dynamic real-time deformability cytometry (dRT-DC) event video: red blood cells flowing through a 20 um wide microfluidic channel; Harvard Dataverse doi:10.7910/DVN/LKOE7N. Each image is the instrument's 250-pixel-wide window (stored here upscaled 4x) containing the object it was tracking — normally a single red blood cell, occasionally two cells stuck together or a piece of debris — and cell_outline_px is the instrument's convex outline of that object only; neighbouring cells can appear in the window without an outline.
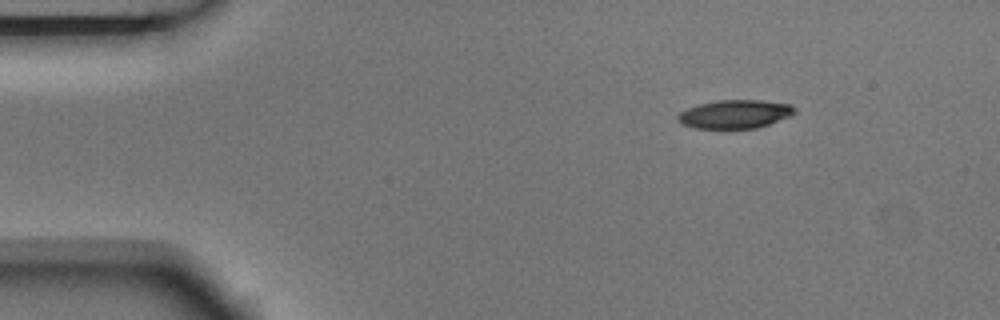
{"species": "Egyptian fruit bat (a non-hibernating species)", "species_latin": "Rousettus aegyptiacus", "temperature_condition": "room temperature", "stored_images_in_passage": 2, "camera_frame_rate_fps": 3000, "um_per_image_px": 0.085, "animal": {"sex": "male"}, "frame": {"image": 1, "passage_image": 1, "time_ms": 0.0, "image_size_px": [1000, 320], "cell_outline_px": [[796, 112], [788, 116], [768, 124], [756, 128], [696, 128], [684, 124], [676, 120], [676, 116], [680, 112], [688, 108], [700, 104], [716, 100], [760, 100], [792, 104], [796, 108]], "centroid_in_image_um": [62.47, 9.69], "position_along_channel_um": 22.5, "area_um2": 19.25}}